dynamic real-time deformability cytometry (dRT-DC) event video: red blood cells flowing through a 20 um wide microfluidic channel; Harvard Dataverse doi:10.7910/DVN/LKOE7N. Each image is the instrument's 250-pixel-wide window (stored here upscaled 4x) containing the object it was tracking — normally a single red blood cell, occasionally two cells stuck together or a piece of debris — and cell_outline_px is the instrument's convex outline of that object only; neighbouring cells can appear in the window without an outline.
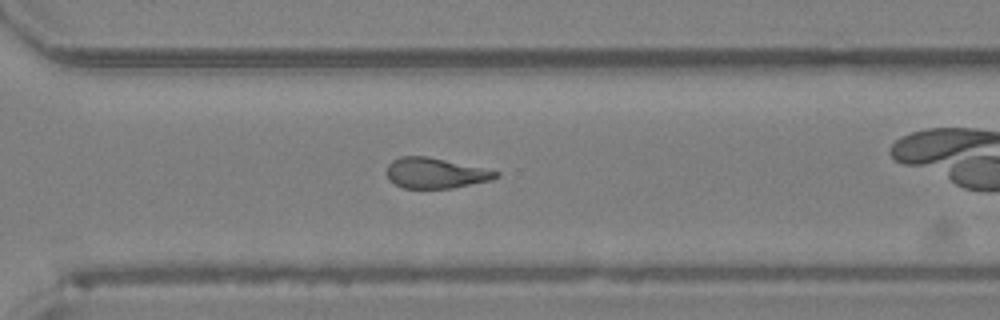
{"species": "Egyptian fruit bat (a non-hibernating species)", "species_latin": "Rousettus aegyptiacus", "temperature_condition": "room temperature", "stored_images_in_passage": 34, "camera_frame_rate_fps": 3000, "um_per_image_px": 0.085, "animal": {"sex": "female"}, "frame": {"image": 1, "passage_image": 20, "time_ms": 6.333, "image_size_px": [1000, 320], "cell_outline_px": [[500, 176], [492, 180], [452, 188], [404, 188], [396, 184], [384, 172], [388, 164], [392, 160], [400, 156], [428, 156], [500, 172]], "centroid_in_image_um": [37.0, 14.7], "position_along_channel_um": 333.6, "area_um2": 19.31}, "authors_computed_cell_mechanics": {"area_um2": 20.1144, "velocity_mm_per_s": 4.3444, "shape_relaxation_time_tau1_ms": null, "shape_relaxation_time_tau2_ms": 1.4828, "deformation_change_tau1": null, "deformation_change_tau2": 0.1138}}